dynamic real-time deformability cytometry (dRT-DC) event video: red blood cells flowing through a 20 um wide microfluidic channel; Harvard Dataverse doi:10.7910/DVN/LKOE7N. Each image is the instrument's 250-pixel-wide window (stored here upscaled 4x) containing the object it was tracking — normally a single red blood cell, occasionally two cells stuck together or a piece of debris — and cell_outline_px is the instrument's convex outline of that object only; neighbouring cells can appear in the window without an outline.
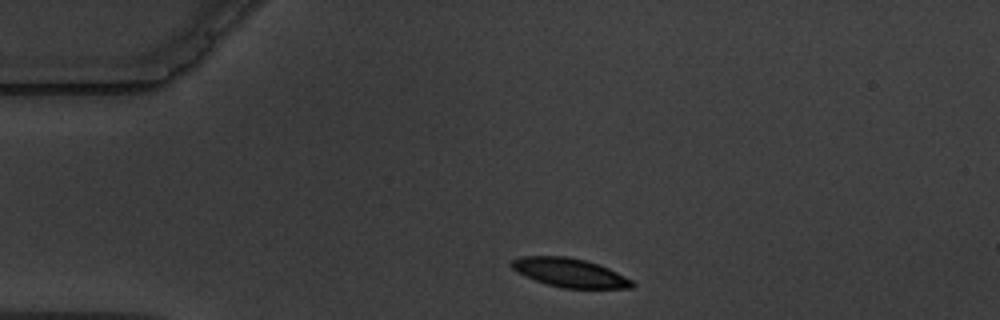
{"species": "common noctule bat (a hibernating species)", "species_latin": "Nyctalus noctula", "temperature_condition": "warm", "stored_images_in_passage": 2, "camera_frame_rate_fps": 3000, "um_per_image_px": 0.085, "animal": {"sex": "male", "body_mass_g": 19.5, "forearm_length_mm": 54.6}, "frame": {"image": 1, "passage_image": 1, "time_ms": 0.0, "image_size_px": [1000, 320], "cell_outline_px": [[636, 284], [632, 288], [564, 288], [548, 284], [524, 276], [512, 268], [508, 264], [512, 260], [520, 256], [568, 256], [584, 260], [608, 268], [632, 280]], "centroid_in_image_um": [48.4, 23.17], "position_along_channel_um": 36.6, "area_um2": 20.11}}